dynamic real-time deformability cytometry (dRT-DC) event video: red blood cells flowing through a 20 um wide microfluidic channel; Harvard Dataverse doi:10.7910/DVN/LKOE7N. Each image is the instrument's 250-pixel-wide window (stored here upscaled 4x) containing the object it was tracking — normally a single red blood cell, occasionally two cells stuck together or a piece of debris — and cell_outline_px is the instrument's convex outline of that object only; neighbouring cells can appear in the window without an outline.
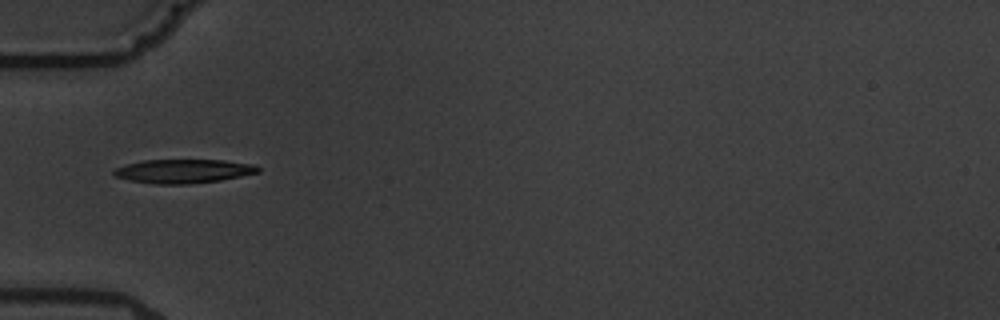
{"species": "common noctule bat (a hibernating species)", "species_latin": "Nyctalus noctula", "temperature_condition": "warm", "stored_images_in_passage": 3, "camera_frame_rate_fps": 3000, "um_per_image_px": 0.085, "animal": {"sex": "male", "body_mass_g": 19.5, "forearm_length_mm": 54.6}, "frame": {"image": 1, "passage_image": 1, "time_ms": 0.0, "image_size_px": [1000, 320], "cell_outline_px": [[260, 172], [220, 180], [188, 184], [152, 184], [128, 180], [116, 176], [112, 172], [116, 168], [128, 164], [144, 160], [224, 160], [256, 164], [260, 168]], "centroid_in_image_um": [15.62, 14.55], "position_along_channel_um": 69.4, "area_um2": 20.06}}
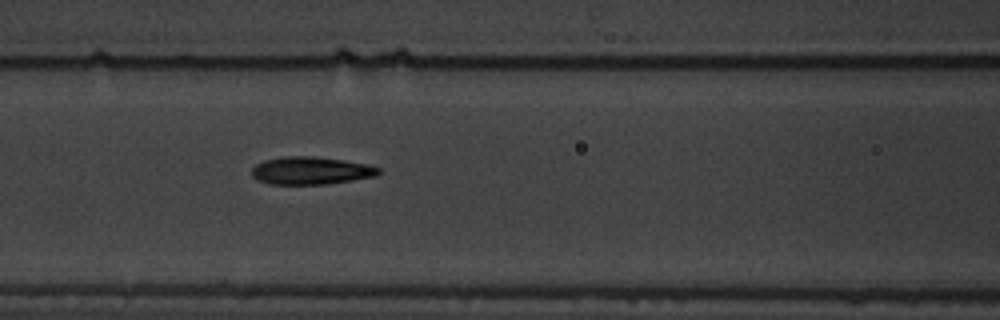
{"frame": {"image": 2, "passage_image": 3, "time_ms": 2.0, "image_size_px": [1000, 320], "cell_outline_px": [[380, 172], [376, 176], [328, 184], [268, 184], [252, 176], [252, 168], [256, 164], [264, 160], [284, 156], [312, 156], [344, 160], [368, 164], [380, 168]], "centroid_in_image_um": [26.43, 14.5], "position_along_channel_um": 140.2, "area_um2": 20.46}}